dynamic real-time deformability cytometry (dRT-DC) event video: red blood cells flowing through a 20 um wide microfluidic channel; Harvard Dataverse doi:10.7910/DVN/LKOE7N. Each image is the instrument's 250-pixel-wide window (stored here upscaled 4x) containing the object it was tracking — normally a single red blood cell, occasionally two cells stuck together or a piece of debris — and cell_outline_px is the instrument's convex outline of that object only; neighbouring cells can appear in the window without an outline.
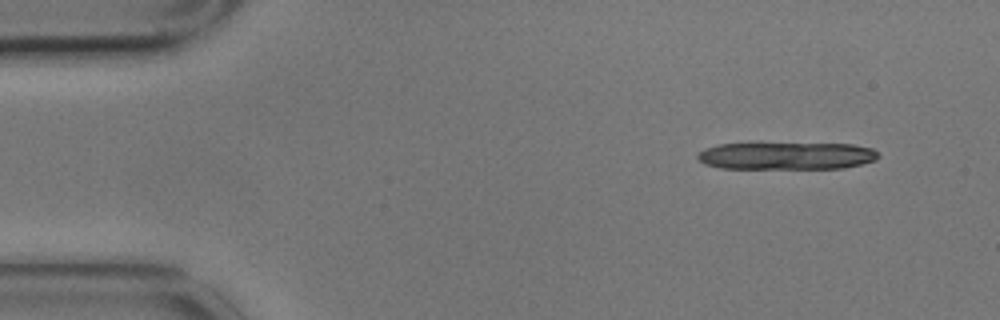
{"species": "common noctule bat (a hibernating species)", "species_latin": "Nyctalus noctula", "temperature_condition": "cold", "stored_images_in_passage": 4, "camera_frame_rate_fps": 3000, "um_per_image_px": 0.085, "animal": {"sex": "male", "body_mass_g": 17.9}, "frame": {"image": 1, "passage_image": 1, "time_ms": 0.0, "image_size_px": [1000, 320], "cell_outline_px": [[880, 156], [876, 160], [844, 168], [720, 168], [704, 164], [696, 156], [704, 148], [720, 144], [852, 144], [872, 148]], "centroid_in_image_um": [66.85, 13.25], "position_along_channel_um": 18.1, "area_um2": 28.55}}